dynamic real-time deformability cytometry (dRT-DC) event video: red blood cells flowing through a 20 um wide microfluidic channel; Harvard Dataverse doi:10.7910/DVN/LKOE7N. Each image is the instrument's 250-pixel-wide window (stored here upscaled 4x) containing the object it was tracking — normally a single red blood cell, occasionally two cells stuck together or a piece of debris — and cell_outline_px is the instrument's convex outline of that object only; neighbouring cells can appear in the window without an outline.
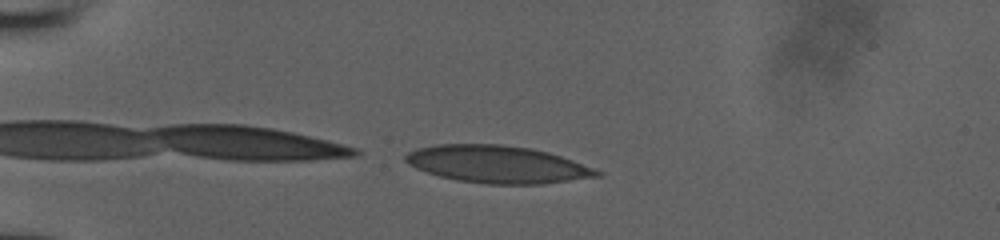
{"species": "human", "species_latin": "Homo sapiens", "temperature_condition": "room temperature", "stored_images_in_passage": 7, "camera_frame_rate_fps": 3000, "um_per_image_px": 0.085, "donor": {"sex": "male"}, "frame": {"image": 1, "passage_image": 7, "time_ms": 2.0, "image_size_px": [1000, 240], "cell_outline_px": [[604, 172], [600, 176], [540, 184], [488, 184], [456, 180], [440, 176], [416, 168], [408, 164], [404, 160], [404, 156], [408, 152], [420, 148], [436, 144], [500, 144], [532, 148], [548, 152], [596, 168]], "centroid_in_image_um": [42.29, 13.96], "position_along_channel_um": 42.7, "area_um2": 41.62}}